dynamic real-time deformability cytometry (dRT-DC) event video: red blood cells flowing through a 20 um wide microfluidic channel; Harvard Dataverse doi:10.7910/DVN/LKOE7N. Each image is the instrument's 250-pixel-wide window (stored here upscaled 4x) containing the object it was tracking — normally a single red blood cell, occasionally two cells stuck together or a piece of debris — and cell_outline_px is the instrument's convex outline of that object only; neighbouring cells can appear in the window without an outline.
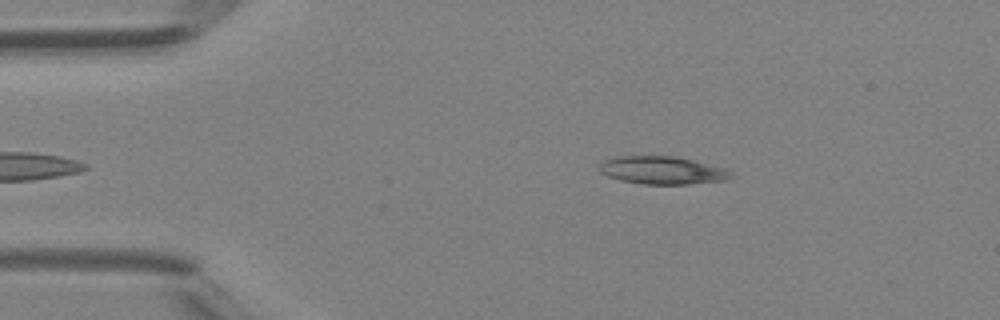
{"species": "Egyptian fruit bat (a non-hibernating species)", "species_latin": "Rousettus aegyptiacus", "temperature_condition": "room temperature", "stored_images_in_passage": 33, "camera_frame_rate_fps": 3000, "um_per_image_px": 0.085, "animal": {"sex": "female"}, "frame": {"image": 1, "passage_image": 1, "time_ms": 0.0, "image_size_px": [1000, 320], "cell_outline_px": [[736, 176], [728, 180], [688, 184], [640, 184], [620, 180], [608, 176], [600, 172], [596, 168], [604, 160], [620, 156], [672, 156], [692, 160], [724, 168], [732, 172]], "centroid_in_image_um": [56.3, 14.48], "position_along_channel_um": 28.7, "area_um2": 21.44}}
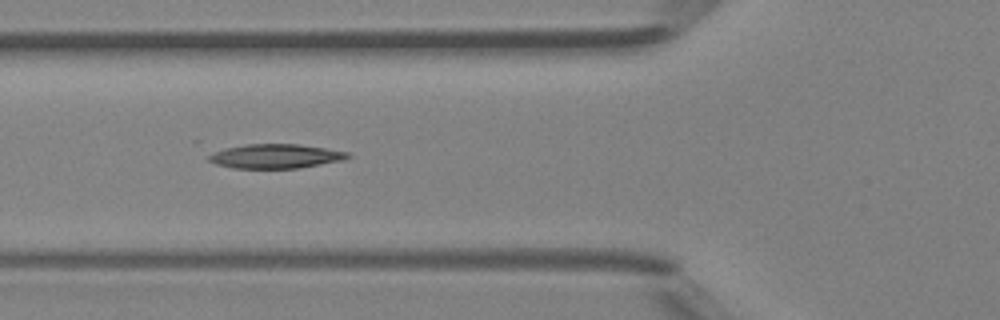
{"frame": {"image": 2, "passage_image": 10, "time_ms": 3.0, "image_size_px": [1000, 320], "cell_outline_px": [[352, 156], [344, 160], [300, 168], [232, 168], [216, 164], [208, 160], [208, 156], [224, 148], [248, 144], [300, 144], [348, 152]], "centroid_in_image_um": [23.45, 13.28], "position_along_channel_um": 102.3, "area_um2": 19.59}}
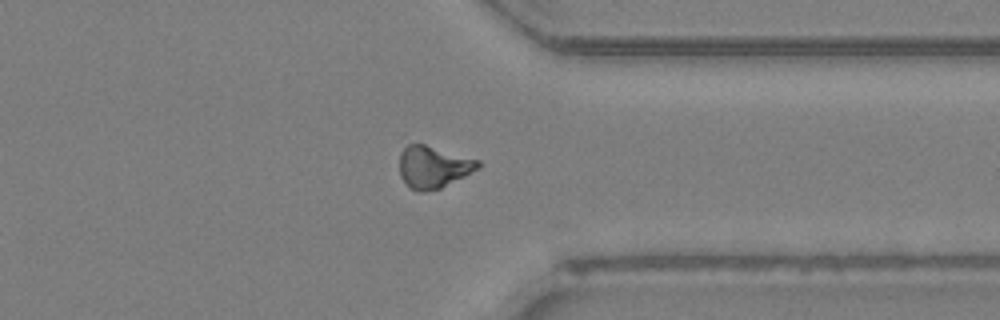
{"frame": {"image": 3, "passage_image": 29, "time_ms": 9.333, "image_size_px": [1000, 320], "cell_outline_px": [[480, 168], [440, 188], [424, 192], [420, 192], [412, 188], [400, 176], [400, 152], [408, 144], [424, 144], [480, 160]], "centroid_in_image_um": [36.84, 14.18], "position_along_channel_um": 374.6, "area_um2": 19.02}, "authors_computed_cell_mechanics": {"area_um2": 19.2474, "velocity_mm_per_s": 4.3437, "shape_relaxation_time_tau1_ms": 4.1598, "shape_relaxation_time_tau2_ms": null, "deformation_change_tau1": 0.1191, "deformation_change_tau2": null}}